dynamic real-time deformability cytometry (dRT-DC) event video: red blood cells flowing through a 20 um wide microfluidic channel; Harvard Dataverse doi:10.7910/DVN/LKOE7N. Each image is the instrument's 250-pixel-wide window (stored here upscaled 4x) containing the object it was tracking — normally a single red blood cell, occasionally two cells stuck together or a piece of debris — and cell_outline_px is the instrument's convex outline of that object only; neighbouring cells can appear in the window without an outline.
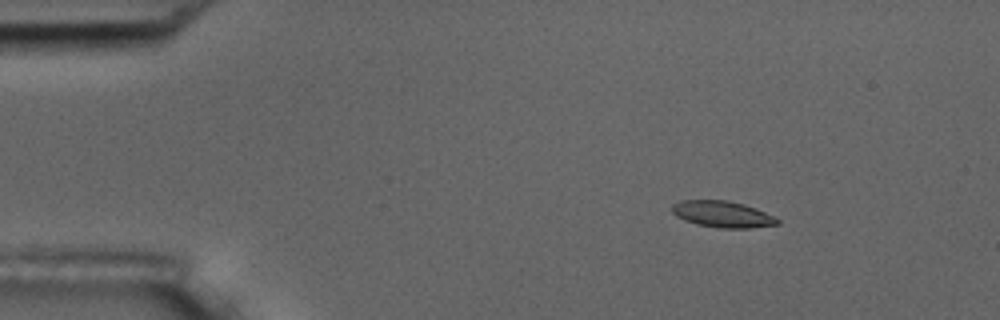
{"species": "common noctule bat (a hibernating species)", "species_latin": "Nyctalus noctula", "temperature_condition": "room temperature", "stored_images_in_passage": 4, "camera_frame_rate_fps": 3000, "um_per_image_px": 0.085, "animal": {"sex": "male", "body_mass_g": 17.5, "forearm_length_mm": 52.3}, "frame": {"image": 1, "passage_image": 1, "time_ms": 0.0, "image_size_px": [1000, 320], "cell_outline_px": [[780, 224], [748, 228], [720, 228], [696, 224], [684, 220], [676, 216], [672, 212], [672, 204], [680, 200], [728, 200], [744, 204], [756, 208], [780, 220]], "centroid_in_image_um": [61.39, 18.2], "position_along_channel_um": 23.6, "area_um2": 16.24}}
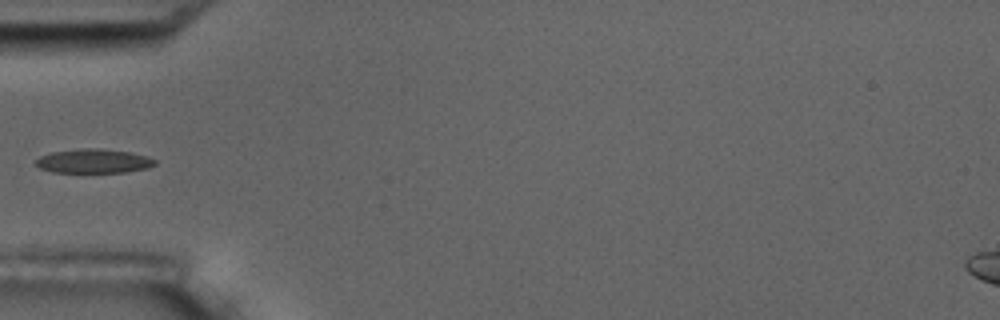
{"frame": {"image": 2, "passage_image": 4, "time_ms": 3.667, "image_size_px": [1000, 320], "cell_outline_px": [[156, 164], [148, 168], [124, 172], [52, 172], [40, 168], [32, 164], [40, 156], [52, 152], [80, 148], [100, 148], [132, 152], [156, 160]], "centroid_in_image_um": [7.92, 13.68], "position_along_channel_um": 77.1, "area_um2": 16.82}}